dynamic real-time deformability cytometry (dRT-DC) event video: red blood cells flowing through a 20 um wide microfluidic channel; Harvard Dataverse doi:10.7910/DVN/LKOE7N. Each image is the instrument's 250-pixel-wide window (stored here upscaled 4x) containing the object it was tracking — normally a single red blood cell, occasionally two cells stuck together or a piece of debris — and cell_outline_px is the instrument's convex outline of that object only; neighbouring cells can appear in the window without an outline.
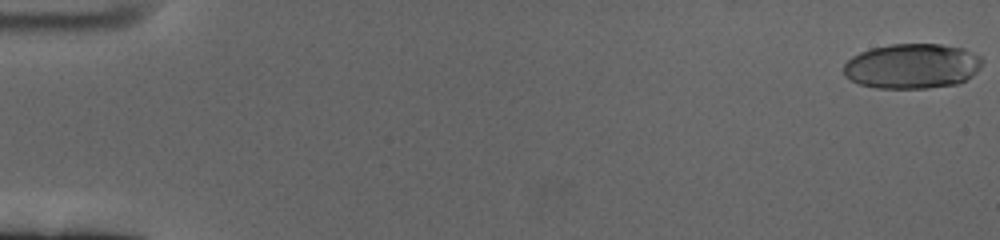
{"species": "human", "species_latin": "Homo sapiens", "temperature_condition": "cold", "stored_images_in_passage": 30, "camera_frame_rate_fps": 3000, "um_per_image_px": 0.085, "donor": {"sex": "female"}, "frame": {"image": 1, "passage_image": 1, "time_ms": 0.0, "image_size_px": [1000, 240], "cell_outline_px": [[984, 60], [980, 68], [972, 76], [956, 84], [928, 88], [876, 88], [860, 84], [844, 76], [844, 64], [852, 56], [860, 52], [872, 48], [892, 44], [940, 44], [964, 48], [980, 56]], "centroid_in_image_um": [77.54, 5.62], "position_along_channel_um": 7.5, "area_um2": 36.41}}
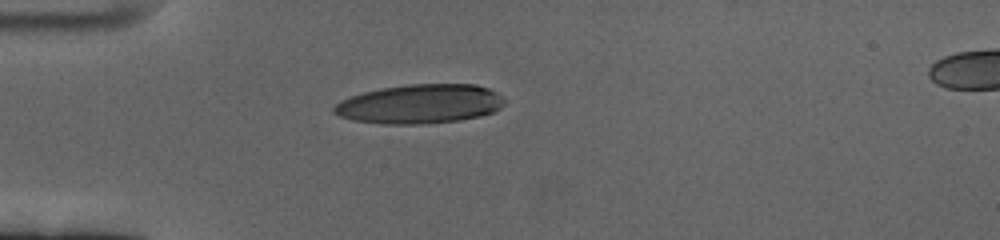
{"frame": {"image": 2, "passage_image": 18, "time_ms": 5.667, "image_size_px": [1000, 240], "cell_outline_px": [[504, 104], [500, 108], [492, 112], [480, 116], [460, 120], [420, 124], [384, 124], [352, 120], [340, 116], [332, 112], [332, 108], [340, 100], [364, 92], [380, 88], [408, 84], [476, 84], [488, 88], [496, 92], [504, 100]], "centroid_in_image_um": [35.68, 8.83], "position_along_channel_um": 49.3, "area_um2": 38.96}}
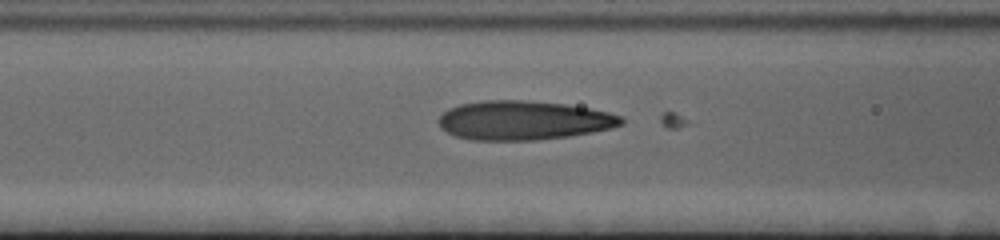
{"frame": {"image": 3, "passage_image": 26, "time_ms": 8.333, "image_size_px": [1000, 240], "cell_outline_px": [[624, 124], [612, 128], [592, 132], [568, 136], [536, 140], [472, 140], [456, 136], [440, 128], [436, 120], [448, 108], [460, 104], [484, 100], [520, 100], [564, 104], [588, 108], [608, 112], [620, 116], [624, 120]], "centroid_in_image_um": [44.47, 10.23], "position_along_channel_um": 122.1, "area_um2": 41.62}}